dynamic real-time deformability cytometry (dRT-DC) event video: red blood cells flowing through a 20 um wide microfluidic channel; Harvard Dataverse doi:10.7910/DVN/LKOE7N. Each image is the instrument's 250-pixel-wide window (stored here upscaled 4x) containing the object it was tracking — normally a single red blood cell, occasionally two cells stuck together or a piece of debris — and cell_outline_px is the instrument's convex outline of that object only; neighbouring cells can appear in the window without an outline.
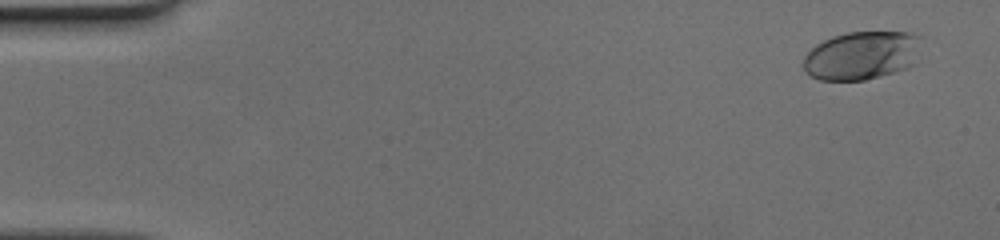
{"species": "human", "species_latin": "Homo sapiens", "temperature_condition": "cold", "stored_images_in_passage": 52, "camera_frame_rate_fps": 3000, "um_per_image_px": 0.085, "donor": {"sex": "female"}, "frame": {"image": 1, "passage_image": 4, "time_ms": 1.0, "image_size_px": [1000, 240], "cell_outline_px": [[924, 36], [912, 64], [908, 68], [864, 80], [820, 80], [812, 76], [804, 68], [804, 56], [816, 44], [832, 36], [848, 32], [908, 32]], "centroid_in_image_um": [73.26, 4.69], "position_along_channel_um": 11.7, "area_um2": 33.18}}
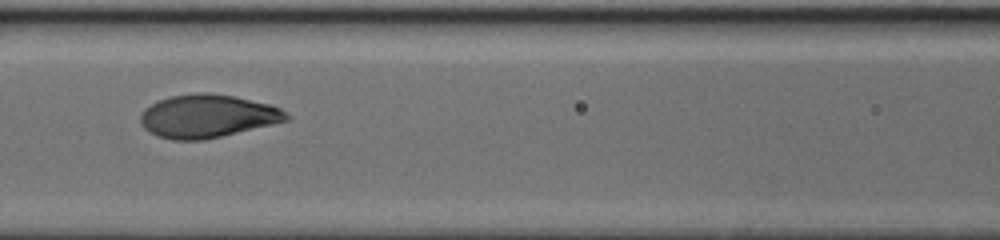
{"frame": {"image": 2, "passage_image": 25, "time_ms": 8.0, "image_size_px": [1000, 240], "cell_outline_px": [[292, 116], [288, 120], [272, 124], [204, 140], [172, 140], [156, 136], [144, 128], [140, 124], [140, 116], [144, 108], [160, 100], [172, 96], [196, 92], [204, 92], [236, 96], [272, 104], [280, 108]], "centroid_in_image_um": [17.64, 9.86], "position_along_channel_um": 149.0, "area_um2": 36.82}}
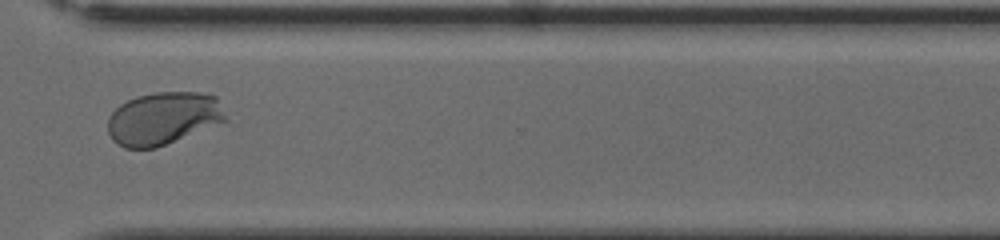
{"frame": {"image": 3, "passage_image": 40, "time_ms": 13.0, "image_size_px": [1000, 240], "cell_outline_px": [[228, 120], [156, 148], [124, 148], [116, 144], [112, 140], [108, 132], [108, 116], [120, 104], [136, 96], [156, 92], [200, 92], [216, 96]], "centroid_in_image_um": [13.85, 10.06], "position_along_channel_um": 356.7, "area_um2": 36.24}}